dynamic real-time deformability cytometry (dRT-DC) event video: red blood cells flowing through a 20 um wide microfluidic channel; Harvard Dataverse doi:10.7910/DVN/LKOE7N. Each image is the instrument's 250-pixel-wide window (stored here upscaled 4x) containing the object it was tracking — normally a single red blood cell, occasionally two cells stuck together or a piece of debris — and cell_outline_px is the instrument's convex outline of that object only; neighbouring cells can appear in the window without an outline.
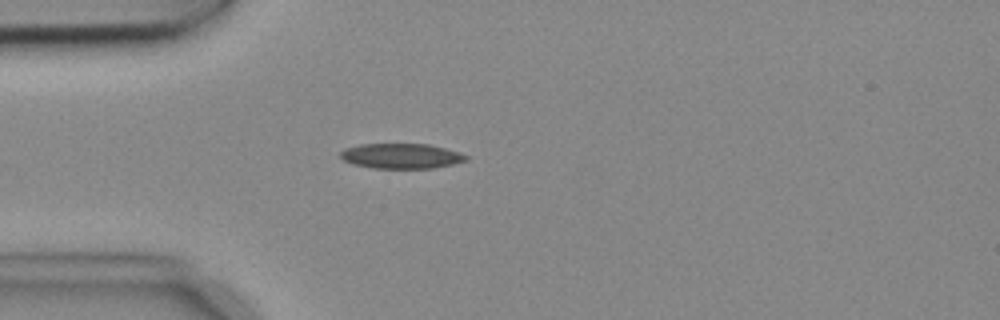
{"species": "common noctule bat (a hibernating species)", "species_latin": "Nyctalus noctula", "temperature_condition": "cold", "stored_images_in_passage": 4, "camera_frame_rate_fps": 3000, "um_per_image_px": 0.085, "animal": {"sex": "female", "body_mass_g": 18.4}, "frame": {"image": 1, "passage_image": 4, "time_ms": 1.0, "image_size_px": [1000, 320], "cell_outline_px": [[468, 160], [452, 164], [432, 168], [372, 168], [352, 164], [344, 160], [340, 156], [340, 152], [344, 148], [360, 144], [428, 144], [460, 152], [468, 156]], "centroid_in_image_um": [34.09, 13.26], "position_along_channel_um": 50.9, "area_um2": 18.38}}